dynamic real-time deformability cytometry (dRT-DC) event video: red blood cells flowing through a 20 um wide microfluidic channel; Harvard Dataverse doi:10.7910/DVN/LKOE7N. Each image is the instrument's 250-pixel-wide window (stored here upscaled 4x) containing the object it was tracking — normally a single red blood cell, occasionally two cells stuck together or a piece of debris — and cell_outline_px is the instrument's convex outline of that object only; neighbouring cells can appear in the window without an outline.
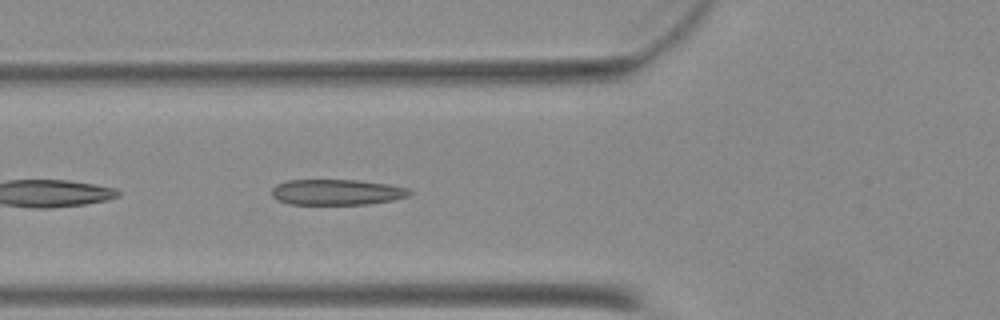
{"species": "Egyptian fruit bat (a non-hibernating species)", "species_latin": "Rousettus aegyptiacus", "temperature_condition": "warm", "stored_images_in_passage": 39, "camera_frame_rate_fps": 3000, "um_per_image_px": 0.085, "animal": {"sex": "female"}, "frame": {"image": 1, "passage_image": 8, "time_ms": 2.333, "image_size_px": [1000, 320], "cell_outline_px": [[412, 192], [408, 196], [392, 200], [368, 204], [288, 204], [276, 200], [272, 196], [272, 188], [276, 184], [288, 180], [360, 180], [388, 184], [408, 188]], "centroid_in_image_um": [28.6, 16.33], "position_along_channel_um": 97.2, "area_um2": 20.69}}
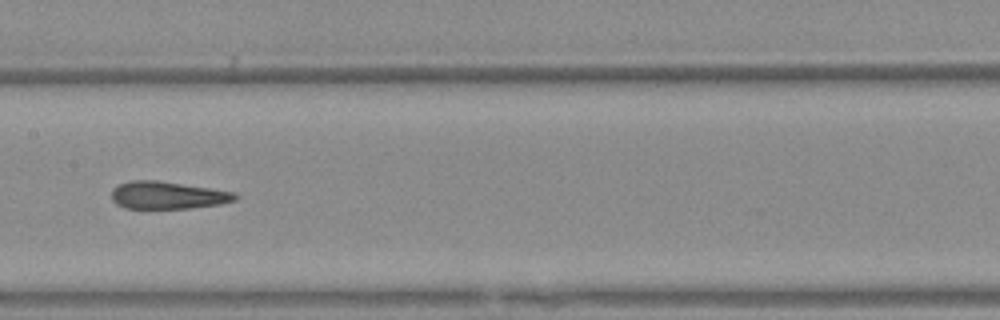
{"frame": {"image": 2, "passage_image": 15, "time_ms": 4.667, "image_size_px": [1000, 320], "cell_outline_px": [[240, 196], [236, 200], [220, 204], [188, 208], [124, 208], [116, 204], [112, 200], [112, 188], [120, 184], [132, 180], [156, 180], [236, 192]], "centroid_in_image_um": [14.26, 16.59], "position_along_channel_um": 193.1, "area_um2": 19.77}}
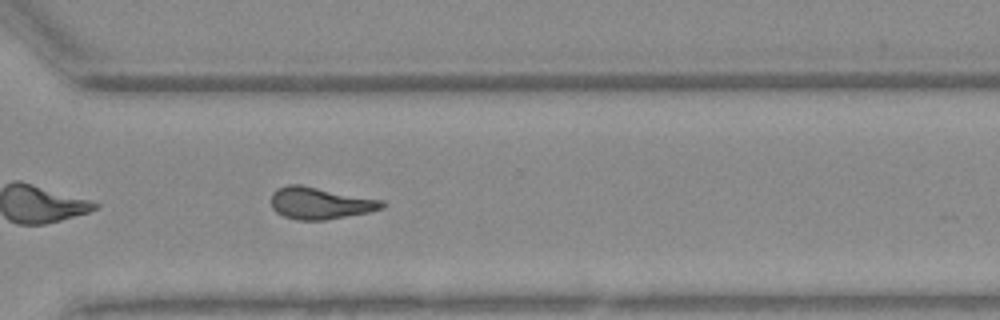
{"frame": {"image": 3, "passage_image": 26, "time_ms": 8.333, "image_size_px": [1000, 320], "cell_outline_px": [[388, 204], [384, 208], [368, 212], [324, 220], [296, 220], [284, 216], [276, 212], [272, 208], [272, 192], [276, 188], [288, 184], [300, 184], [384, 200]], "centroid_in_image_um": [27.22, 17.26], "position_along_channel_um": 343.4, "area_um2": 20.81}}